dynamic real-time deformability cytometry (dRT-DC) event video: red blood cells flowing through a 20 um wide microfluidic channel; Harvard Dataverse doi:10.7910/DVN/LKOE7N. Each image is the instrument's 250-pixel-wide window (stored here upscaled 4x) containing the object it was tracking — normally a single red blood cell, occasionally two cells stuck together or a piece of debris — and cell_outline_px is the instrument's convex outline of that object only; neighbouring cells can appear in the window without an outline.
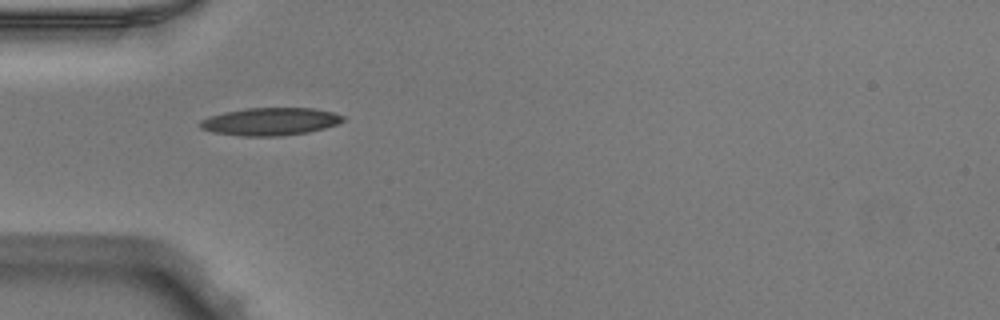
{"species": "Egyptian fruit bat (a non-hibernating species)", "species_latin": "Rousettus aegyptiacus", "temperature_condition": "warm", "stored_images_in_passage": 36, "camera_frame_rate_fps": 3000, "um_per_image_px": 0.085, "animal": {"sex": "male"}, "frame": {"image": 1, "passage_image": 1, "time_ms": 0.0, "image_size_px": [1000, 320], "cell_outline_px": [[344, 120], [336, 124], [324, 128], [308, 132], [280, 136], [244, 136], [212, 132], [200, 128], [200, 120], [224, 112], [248, 108], [312, 108], [332, 112], [344, 116]], "centroid_in_image_um": [22.97, 10.33], "position_along_channel_um": 62.0, "area_um2": 22.83}}
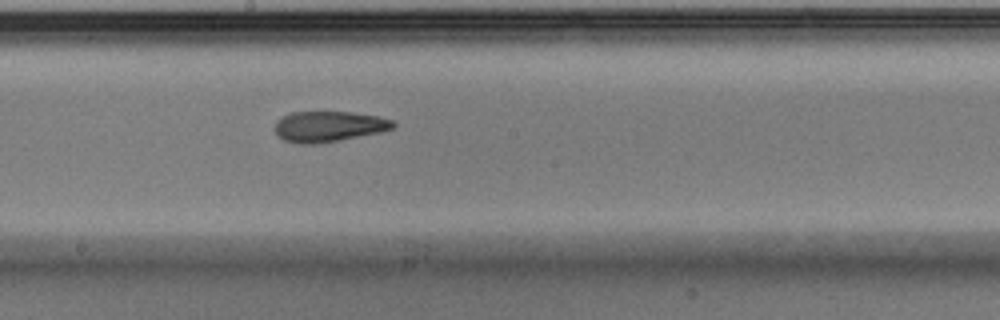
{"frame": {"image": 2, "passage_image": 13, "time_ms": 4.0, "image_size_px": [1000, 320], "cell_outline_px": [[396, 128], [380, 132], [340, 140], [316, 144], [296, 144], [284, 140], [276, 136], [276, 124], [284, 116], [292, 112], [352, 112], [376, 116], [392, 120], [396, 124]], "centroid_in_image_um": [27.96, 10.76], "position_along_channel_um": 220.2, "area_um2": 21.04}}
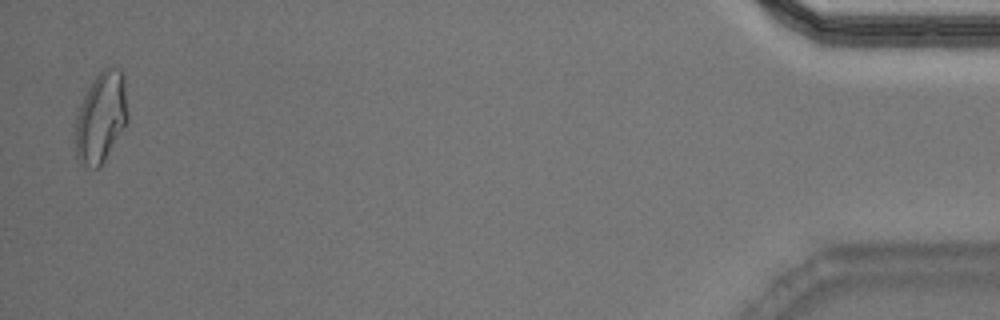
{"frame": {"image": 3, "passage_image": 35, "time_ms": 11.333, "image_size_px": [1000, 320], "cell_outline_px": [[128, 120], [104, 160], [96, 168], [92, 168], [76, 156], [76, 116], [80, 104], [92, 80], [104, 68], [120, 68], [124, 76], [128, 112]], "centroid_in_image_um": [8.61, 9.91], "position_along_channel_um": 426.6, "area_um2": 27.11}, "authors_computed_cell_mechanics": {"area_um2": 21.8484, "velocity_mm_per_s": 3.9819, "shape_relaxation_time_tau1_ms": null, "shape_relaxation_time_tau2_ms": 2.4877, "deformation_change_tau1": null, "deformation_change_tau2": 0.1021}}